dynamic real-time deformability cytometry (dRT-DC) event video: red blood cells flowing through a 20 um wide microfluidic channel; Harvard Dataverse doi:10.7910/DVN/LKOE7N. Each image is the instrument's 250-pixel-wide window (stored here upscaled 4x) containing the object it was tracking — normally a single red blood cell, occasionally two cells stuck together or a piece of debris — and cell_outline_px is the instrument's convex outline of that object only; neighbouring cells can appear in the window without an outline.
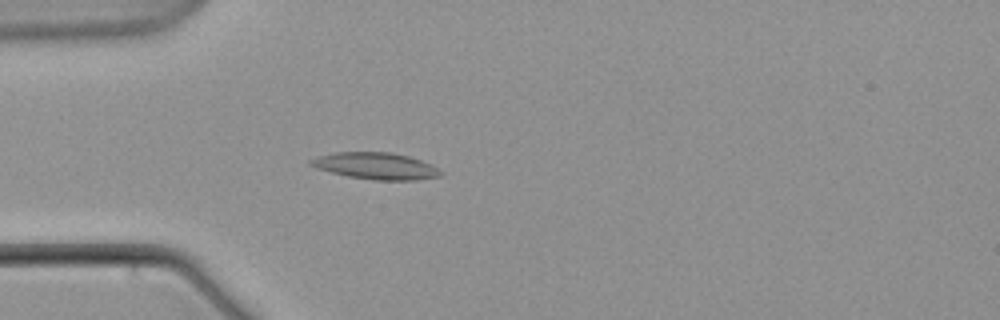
{"species": "common noctule bat (a hibernating species)", "species_latin": "Nyctalus noctula", "temperature_condition": "warm", "stored_images_in_passage": 2, "camera_frame_rate_fps": 3000, "um_per_image_px": 0.085, "animal": {"sex": "male", "body_mass_g": 21.5, "forearm_length_mm": 52.0}, "frame": {"image": 1, "passage_image": 2, "time_ms": 1.333, "image_size_px": [1000, 320], "cell_outline_px": [[444, 172], [440, 176], [416, 180], [376, 180], [348, 176], [316, 168], [308, 164], [308, 160], [320, 156], [336, 152], [392, 152], [408, 156], [432, 164]], "centroid_in_image_um": [31.97, 14.1], "position_along_channel_um": 53.0, "area_um2": 20.17}}